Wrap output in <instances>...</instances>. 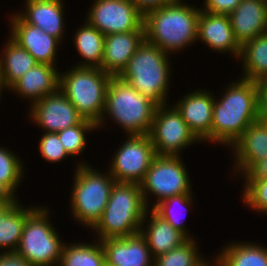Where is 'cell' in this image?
Here are the masks:
<instances>
[{"mask_svg":"<svg viewBox=\"0 0 267 266\" xmlns=\"http://www.w3.org/2000/svg\"><path fill=\"white\" fill-rule=\"evenodd\" d=\"M230 151L234 158L233 175L242 176L255 162L267 157V126L259 120L252 123Z\"/></svg>","mask_w":267,"mask_h":266,"instance_id":"cell-19","label":"cell"},{"mask_svg":"<svg viewBox=\"0 0 267 266\" xmlns=\"http://www.w3.org/2000/svg\"><path fill=\"white\" fill-rule=\"evenodd\" d=\"M241 199L244 205L257 213L267 216V178L242 180Z\"/></svg>","mask_w":267,"mask_h":266,"instance_id":"cell-34","label":"cell"},{"mask_svg":"<svg viewBox=\"0 0 267 266\" xmlns=\"http://www.w3.org/2000/svg\"><path fill=\"white\" fill-rule=\"evenodd\" d=\"M208 90V91H207ZM215 94L197 88L186 92L173 104L194 135L203 143H211L212 114Z\"/></svg>","mask_w":267,"mask_h":266,"instance_id":"cell-15","label":"cell"},{"mask_svg":"<svg viewBox=\"0 0 267 266\" xmlns=\"http://www.w3.org/2000/svg\"><path fill=\"white\" fill-rule=\"evenodd\" d=\"M237 61L242 62L241 78L255 82L267 78V32L244 43Z\"/></svg>","mask_w":267,"mask_h":266,"instance_id":"cell-28","label":"cell"},{"mask_svg":"<svg viewBox=\"0 0 267 266\" xmlns=\"http://www.w3.org/2000/svg\"><path fill=\"white\" fill-rule=\"evenodd\" d=\"M37 207H26L18 200L0 215V252L17 251L26 218Z\"/></svg>","mask_w":267,"mask_h":266,"instance_id":"cell-26","label":"cell"},{"mask_svg":"<svg viewBox=\"0 0 267 266\" xmlns=\"http://www.w3.org/2000/svg\"><path fill=\"white\" fill-rule=\"evenodd\" d=\"M0 266H32L17 251L0 252Z\"/></svg>","mask_w":267,"mask_h":266,"instance_id":"cell-39","label":"cell"},{"mask_svg":"<svg viewBox=\"0 0 267 266\" xmlns=\"http://www.w3.org/2000/svg\"><path fill=\"white\" fill-rule=\"evenodd\" d=\"M0 200H19V199L3 182H0Z\"/></svg>","mask_w":267,"mask_h":266,"instance_id":"cell-41","label":"cell"},{"mask_svg":"<svg viewBox=\"0 0 267 266\" xmlns=\"http://www.w3.org/2000/svg\"><path fill=\"white\" fill-rule=\"evenodd\" d=\"M21 11L16 12L26 23L41 28L61 43L65 35V3L63 0H23ZM65 22V23H64Z\"/></svg>","mask_w":267,"mask_h":266,"instance_id":"cell-17","label":"cell"},{"mask_svg":"<svg viewBox=\"0 0 267 266\" xmlns=\"http://www.w3.org/2000/svg\"><path fill=\"white\" fill-rule=\"evenodd\" d=\"M77 163L73 173L69 211L76 223L91 230L101 219L116 181L108 169L103 173L85 159Z\"/></svg>","mask_w":267,"mask_h":266,"instance_id":"cell-6","label":"cell"},{"mask_svg":"<svg viewBox=\"0 0 267 266\" xmlns=\"http://www.w3.org/2000/svg\"><path fill=\"white\" fill-rule=\"evenodd\" d=\"M74 31L73 43L77 54L83 61H78L74 66L100 68L103 60L105 35L87 20Z\"/></svg>","mask_w":267,"mask_h":266,"instance_id":"cell-25","label":"cell"},{"mask_svg":"<svg viewBox=\"0 0 267 266\" xmlns=\"http://www.w3.org/2000/svg\"><path fill=\"white\" fill-rule=\"evenodd\" d=\"M106 266H153L146 239L139 233L125 238L100 240Z\"/></svg>","mask_w":267,"mask_h":266,"instance_id":"cell-18","label":"cell"},{"mask_svg":"<svg viewBox=\"0 0 267 266\" xmlns=\"http://www.w3.org/2000/svg\"><path fill=\"white\" fill-rule=\"evenodd\" d=\"M47 205H39L24 224L17 252L32 266H59L66 241L58 234Z\"/></svg>","mask_w":267,"mask_h":266,"instance_id":"cell-8","label":"cell"},{"mask_svg":"<svg viewBox=\"0 0 267 266\" xmlns=\"http://www.w3.org/2000/svg\"><path fill=\"white\" fill-rule=\"evenodd\" d=\"M8 20L10 26L8 36L12 40L30 53L38 63L57 66V51L62 44L57 38L50 36L41 28L26 23L16 12H12Z\"/></svg>","mask_w":267,"mask_h":266,"instance_id":"cell-14","label":"cell"},{"mask_svg":"<svg viewBox=\"0 0 267 266\" xmlns=\"http://www.w3.org/2000/svg\"><path fill=\"white\" fill-rule=\"evenodd\" d=\"M196 239H187L183 244L154 258L153 266H197L205 258Z\"/></svg>","mask_w":267,"mask_h":266,"instance_id":"cell-31","label":"cell"},{"mask_svg":"<svg viewBox=\"0 0 267 266\" xmlns=\"http://www.w3.org/2000/svg\"><path fill=\"white\" fill-rule=\"evenodd\" d=\"M39 154L46 162L60 163L67 157L70 158L62 145L57 133L43 132L39 139Z\"/></svg>","mask_w":267,"mask_h":266,"instance_id":"cell-35","label":"cell"},{"mask_svg":"<svg viewBox=\"0 0 267 266\" xmlns=\"http://www.w3.org/2000/svg\"><path fill=\"white\" fill-rule=\"evenodd\" d=\"M241 0H204L200 10L211 14L229 15Z\"/></svg>","mask_w":267,"mask_h":266,"instance_id":"cell-36","label":"cell"},{"mask_svg":"<svg viewBox=\"0 0 267 266\" xmlns=\"http://www.w3.org/2000/svg\"><path fill=\"white\" fill-rule=\"evenodd\" d=\"M111 75L100 68L73 66L60 71L59 89L69 99L83 119L96 125L101 120Z\"/></svg>","mask_w":267,"mask_h":266,"instance_id":"cell-7","label":"cell"},{"mask_svg":"<svg viewBox=\"0 0 267 266\" xmlns=\"http://www.w3.org/2000/svg\"><path fill=\"white\" fill-rule=\"evenodd\" d=\"M194 194H181L172 196L170 198H167L163 201H161L159 204H157L153 210L161 216L163 219H165L169 224H171L176 230L181 232L187 239H195L194 235H192L187 230V227H185L184 222L186 221L183 219V217L188 213V209L190 210L192 207H194L192 204ZM191 206V207H190ZM176 207V209H175ZM179 209V210H177ZM180 209L182 211L180 212ZM185 213L184 216L180 215L176 212ZM175 212V213H174ZM179 215V216H178Z\"/></svg>","mask_w":267,"mask_h":266,"instance_id":"cell-30","label":"cell"},{"mask_svg":"<svg viewBox=\"0 0 267 266\" xmlns=\"http://www.w3.org/2000/svg\"><path fill=\"white\" fill-rule=\"evenodd\" d=\"M228 16L240 46L267 32L266 0H241Z\"/></svg>","mask_w":267,"mask_h":266,"instance_id":"cell-20","label":"cell"},{"mask_svg":"<svg viewBox=\"0 0 267 266\" xmlns=\"http://www.w3.org/2000/svg\"><path fill=\"white\" fill-rule=\"evenodd\" d=\"M148 135L157 155L180 156L183 149L201 142L177 108L169 103L157 107Z\"/></svg>","mask_w":267,"mask_h":266,"instance_id":"cell-10","label":"cell"},{"mask_svg":"<svg viewBox=\"0 0 267 266\" xmlns=\"http://www.w3.org/2000/svg\"><path fill=\"white\" fill-rule=\"evenodd\" d=\"M54 65L38 63L16 81L7 91L33 103L59 89L60 72Z\"/></svg>","mask_w":267,"mask_h":266,"instance_id":"cell-22","label":"cell"},{"mask_svg":"<svg viewBox=\"0 0 267 266\" xmlns=\"http://www.w3.org/2000/svg\"><path fill=\"white\" fill-rule=\"evenodd\" d=\"M213 259V260H212ZM212 259L208 261L207 258H205L199 265L197 266H221L218 257L215 255ZM213 261V262H212ZM213 263V264H212Z\"/></svg>","mask_w":267,"mask_h":266,"instance_id":"cell-42","label":"cell"},{"mask_svg":"<svg viewBox=\"0 0 267 266\" xmlns=\"http://www.w3.org/2000/svg\"><path fill=\"white\" fill-rule=\"evenodd\" d=\"M200 7L174 0L144 15L145 40L173 55L197 42Z\"/></svg>","mask_w":267,"mask_h":266,"instance_id":"cell-2","label":"cell"},{"mask_svg":"<svg viewBox=\"0 0 267 266\" xmlns=\"http://www.w3.org/2000/svg\"><path fill=\"white\" fill-rule=\"evenodd\" d=\"M258 89V120L267 123V78L256 81Z\"/></svg>","mask_w":267,"mask_h":266,"instance_id":"cell-37","label":"cell"},{"mask_svg":"<svg viewBox=\"0 0 267 266\" xmlns=\"http://www.w3.org/2000/svg\"><path fill=\"white\" fill-rule=\"evenodd\" d=\"M107 168L116 182L140 184L157 155L148 134L126 135Z\"/></svg>","mask_w":267,"mask_h":266,"instance_id":"cell-11","label":"cell"},{"mask_svg":"<svg viewBox=\"0 0 267 266\" xmlns=\"http://www.w3.org/2000/svg\"><path fill=\"white\" fill-rule=\"evenodd\" d=\"M169 56L158 46L144 40L119 77L158 106L165 105L169 103L173 70Z\"/></svg>","mask_w":267,"mask_h":266,"instance_id":"cell-4","label":"cell"},{"mask_svg":"<svg viewBox=\"0 0 267 266\" xmlns=\"http://www.w3.org/2000/svg\"><path fill=\"white\" fill-rule=\"evenodd\" d=\"M4 90H7L5 87H4V84H3V82H2V80L0 79V102H1V95H2V92L4 91Z\"/></svg>","mask_w":267,"mask_h":266,"instance_id":"cell-44","label":"cell"},{"mask_svg":"<svg viewBox=\"0 0 267 266\" xmlns=\"http://www.w3.org/2000/svg\"><path fill=\"white\" fill-rule=\"evenodd\" d=\"M221 54H230L239 59L241 46L234 37L228 15L211 14L200 10L197 28V42ZM230 52V53H229Z\"/></svg>","mask_w":267,"mask_h":266,"instance_id":"cell-16","label":"cell"},{"mask_svg":"<svg viewBox=\"0 0 267 266\" xmlns=\"http://www.w3.org/2000/svg\"><path fill=\"white\" fill-rule=\"evenodd\" d=\"M241 177V180L267 178V157L255 162Z\"/></svg>","mask_w":267,"mask_h":266,"instance_id":"cell-38","label":"cell"},{"mask_svg":"<svg viewBox=\"0 0 267 266\" xmlns=\"http://www.w3.org/2000/svg\"><path fill=\"white\" fill-rule=\"evenodd\" d=\"M138 10L145 15L150 10L163 7L167 4L172 3L174 0H131Z\"/></svg>","mask_w":267,"mask_h":266,"instance_id":"cell-40","label":"cell"},{"mask_svg":"<svg viewBox=\"0 0 267 266\" xmlns=\"http://www.w3.org/2000/svg\"><path fill=\"white\" fill-rule=\"evenodd\" d=\"M216 253L221 266H267V247L259 242L231 241Z\"/></svg>","mask_w":267,"mask_h":266,"instance_id":"cell-27","label":"cell"},{"mask_svg":"<svg viewBox=\"0 0 267 266\" xmlns=\"http://www.w3.org/2000/svg\"><path fill=\"white\" fill-rule=\"evenodd\" d=\"M18 200H0V215Z\"/></svg>","mask_w":267,"mask_h":266,"instance_id":"cell-43","label":"cell"},{"mask_svg":"<svg viewBox=\"0 0 267 266\" xmlns=\"http://www.w3.org/2000/svg\"><path fill=\"white\" fill-rule=\"evenodd\" d=\"M28 107L30 122L43 132L58 133L83 120L60 89Z\"/></svg>","mask_w":267,"mask_h":266,"instance_id":"cell-13","label":"cell"},{"mask_svg":"<svg viewBox=\"0 0 267 266\" xmlns=\"http://www.w3.org/2000/svg\"><path fill=\"white\" fill-rule=\"evenodd\" d=\"M189 177L182 156L156 155L140 183L147 209H153L161 201L172 196L193 194L192 181ZM153 195L155 196L153 199H156L151 204L152 200L149 198Z\"/></svg>","mask_w":267,"mask_h":266,"instance_id":"cell-9","label":"cell"},{"mask_svg":"<svg viewBox=\"0 0 267 266\" xmlns=\"http://www.w3.org/2000/svg\"><path fill=\"white\" fill-rule=\"evenodd\" d=\"M237 79L228 83L223 95L215 97L213 106L211 143H219L228 149L252 123L258 121L256 82Z\"/></svg>","mask_w":267,"mask_h":266,"instance_id":"cell-1","label":"cell"},{"mask_svg":"<svg viewBox=\"0 0 267 266\" xmlns=\"http://www.w3.org/2000/svg\"><path fill=\"white\" fill-rule=\"evenodd\" d=\"M0 53V79L8 90L16 81L25 75L38 61L19 46L9 36Z\"/></svg>","mask_w":267,"mask_h":266,"instance_id":"cell-24","label":"cell"},{"mask_svg":"<svg viewBox=\"0 0 267 266\" xmlns=\"http://www.w3.org/2000/svg\"><path fill=\"white\" fill-rule=\"evenodd\" d=\"M97 125L87 119H83L80 123L59 131L57 134L69 156H82L88 146L87 134L97 132Z\"/></svg>","mask_w":267,"mask_h":266,"instance_id":"cell-32","label":"cell"},{"mask_svg":"<svg viewBox=\"0 0 267 266\" xmlns=\"http://www.w3.org/2000/svg\"><path fill=\"white\" fill-rule=\"evenodd\" d=\"M140 234L146 239L153 258L173 250L187 240L181 232L153 209H147L141 224Z\"/></svg>","mask_w":267,"mask_h":266,"instance_id":"cell-23","label":"cell"},{"mask_svg":"<svg viewBox=\"0 0 267 266\" xmlns=\"http://www.w3.org/2000/svg\"><path fill=\"white\" fill-rule=\"evenodd\" d=\"M144 40L145 31L105 35L100 69L111 76H119Z\"/></svg>","mask_w":267,"mask_h":266,"instance_id":"cell-21","label":"cell"},{"mask_svg":"<svg viewBox=\"0 0 267 266\" xmlns=\"http://www.w3.org/2000/svg\"><path fill=\"white\" fill-rule=\"evenodd\" d=\"M12 151L0 145V182H3L19 198L16 193L21 186L20 183H23L21 181L25 175V166L24 160Z\"/></svg>","mask_w":267,"mask_h":266,"instance_id":"cell-33","label":"cell"},{"mask_svg":"<svg viewBox=\"0 0 267 266\" xmlns=\"http://www.w3.org/2000/svg\"><path fill=\"white\" fill-rule=\"evenodd\" d=\"M59 266H106L101 242H65Z\"/></svg>","mask_w":267,"mask_h":266,"instance_id":"cell-29","label":"cell"},{"mask_svg":"<svg viewBox=\"0 0 267 266\" xmlns=\"http://www.w3.org/2000/svg\"><path fill=\"white\" fill-rule=\"evenodd\" d=\"M85 20L104 35L145 31L144 15L131 0H93Z\"/></svg>","mask_w":267,"mask_h":266,"instance_id":"cell-12","label":"cell"},{"mask_svg":"<svg viewBox=\"0 0 267 266\" xmlns=\"http://www.w3.org/2000/svg\"><path fill=\"white\" fill-rule=\"evenodd\" d=\"M146 211L140 184L115 182L93 236L100 241L139 234Z\"/></svg>","mask_w":267,"mask_h":266,"instance_id":"cell-5","label":"cell"},{"mask_svg":"<svg viewBox=\"0 0 267 266\" xmlns=\"http://www.w3.org/2000/svg\"><path fill=\"white\" fill-rule=\"evenodd\" d=\"M157 107L156 103L140 94L128 82L119 76H112L104 114L97 129H104L106 122L112 120L126 135L149 134Z\"/></svg>","mask_w":267,"mask_h":266,"instance_id":"cell-3","label":"cell"}]
</instances>
